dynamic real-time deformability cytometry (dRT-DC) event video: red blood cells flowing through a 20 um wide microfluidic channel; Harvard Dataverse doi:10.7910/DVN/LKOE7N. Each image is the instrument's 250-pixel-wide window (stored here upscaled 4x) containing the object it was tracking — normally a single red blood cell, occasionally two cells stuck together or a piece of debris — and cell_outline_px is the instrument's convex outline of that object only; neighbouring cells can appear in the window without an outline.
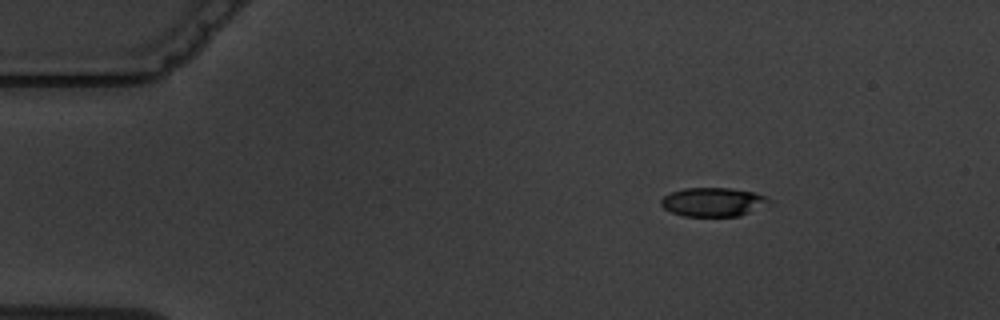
{"species": "common noctule bat (a hibernating species)", "species_latin": "Nyctalus noctula", "temperature_condition": "warm", "stored_images_in_passage": 3, "camera_frame_rate_fps": 3000, "um_per_image_px": 0.085, "animal": {"sex": "male", "body_mass_g": 19.5, "forearm_length_mm": 54.6}, "frame": {"image": 1, "passage_image": 1, "time_ms": 0.0, "image_size_px": [1000, 320], "cell_outline_px": [[776, 204], [740, 216], [684, 216], [672, 212], [664, 208], [660, 204], [660, 200], [664, 196], [672, 192], [684, 188], [728, 188], [756, 192], [768, 196]], "centroid_in_image_um": [60.75, 17.17], "position_along_channel_um": 24.3, "area_um2": 18.67}}